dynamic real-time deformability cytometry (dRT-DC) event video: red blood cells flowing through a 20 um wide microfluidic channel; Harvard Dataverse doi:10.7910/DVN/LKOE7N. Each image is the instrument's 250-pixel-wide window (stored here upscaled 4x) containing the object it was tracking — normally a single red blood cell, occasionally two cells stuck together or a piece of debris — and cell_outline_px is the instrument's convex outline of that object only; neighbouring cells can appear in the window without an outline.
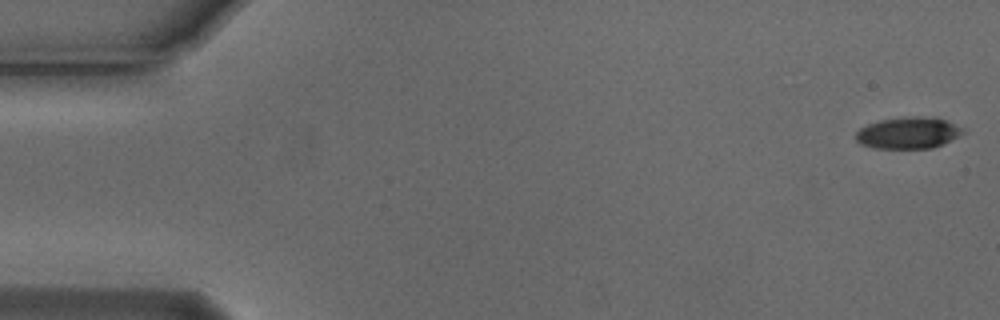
{"species": "Egyptian fruit bat (a non-hibernating species)", "species_latin": "Rousettus aegyptiacus", "temperature_condition": "cold", "stored_images_in_passage": 7, "camera_frame_rate_fps": 3000, "um_per_image_px": 0.085, "animal": {"sex": "male"}, "frame": {"image": 1, "passage_image": 1, "time_ms": 0.0, "image_size_px": [1000, 320], "cell_outline_px": [[964, 132], [932, 148], [872, 148], [860, 144], [856, 140], [856, 132], [860, 128], [868, 124], [880, 120], [916, 116], [920, 116], [944, 120], [960, 128]], "centroid_in_image_um": [77.1, 11.31], "position_along_channel_um": 7.9, "area_um2": 19.07}}
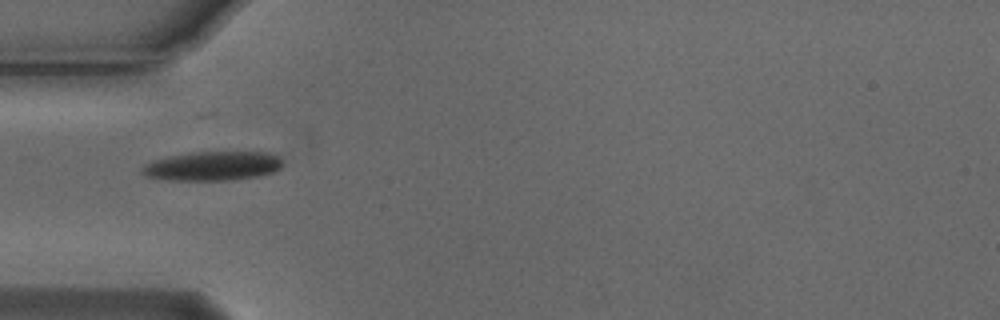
{"frame": {"image": 2, "passage_image": 5, "time_ms": 1.333, "image_size_px": [1000, 320], "cell_outline_px": [[284, 164], [280, 168], [272, 172], [256, 176], [228, 180], [168, 180], [144, 176], [140, 172], [140, 168], [144, 164], [152, 160], [168, 156], [192, 152], [268, 152], [280, 156]], "centroid_in_image_um": [18.03, 14.1], "position_along_channel_um": 67.0, "area_um2": 24.1}}
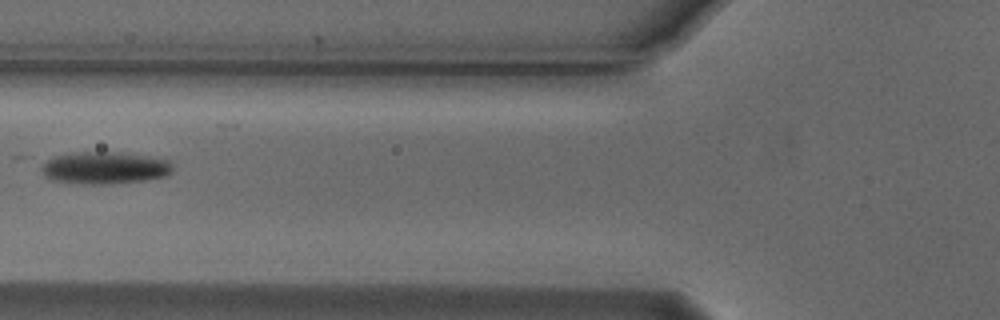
{"frame": {"image": 3, "passage_image": 6, "time_ms": 1.667, "image_size_px": [1000, 320], "cell_outline_px": [[172, 172], [164, 176], [144, 180], [104, 184], [88, 184], [52, 180], [44, 176], [36, 160], [52, 156], [72, 152], [124, 152], [168, 160], [172, 168]], "centroid_in_image_um": [8.75, 14.24], "position_along_channel_um": 117.1, "area_um2": 25.03}}